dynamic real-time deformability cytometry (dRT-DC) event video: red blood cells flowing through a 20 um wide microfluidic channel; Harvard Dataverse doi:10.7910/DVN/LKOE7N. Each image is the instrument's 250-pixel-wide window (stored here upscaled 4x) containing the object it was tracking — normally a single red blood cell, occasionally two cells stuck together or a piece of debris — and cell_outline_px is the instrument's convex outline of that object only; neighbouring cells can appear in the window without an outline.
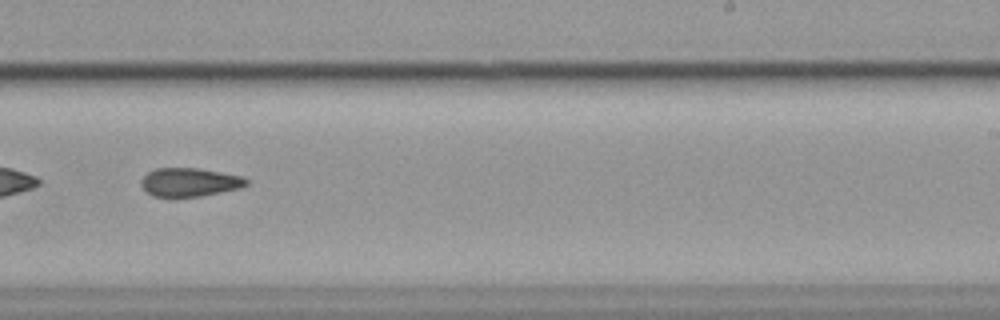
{"species": "common noctule bat (a hibernating species)", "species_latin": "Nyctalus noctula", "temperature_condition": "cold", "stored_images_in_passage": 55, "segment_of_instrument_passage": [2, 2], "camera_frame_rate_fps": 3000, "um_per_image_px": 0.085, "animal": {"sex": "female", "body_mass_g": 19.9}, "frame": {"image": 1, "passage_image": 35, "time_ms": 11.333, "image_size_px": [1000, 320], "cell_outline_px": [[248, 184], [240, 188], [200, 196], [152, 196], [140, 184], [140, 180], [148, 172], [156, 168], [200, 168], [244, 176], [248, 180]], "centroid_in_image_um": [16.14, 15.47], "position_along_channel_um": 272.9, "area_um2": 17.46}}